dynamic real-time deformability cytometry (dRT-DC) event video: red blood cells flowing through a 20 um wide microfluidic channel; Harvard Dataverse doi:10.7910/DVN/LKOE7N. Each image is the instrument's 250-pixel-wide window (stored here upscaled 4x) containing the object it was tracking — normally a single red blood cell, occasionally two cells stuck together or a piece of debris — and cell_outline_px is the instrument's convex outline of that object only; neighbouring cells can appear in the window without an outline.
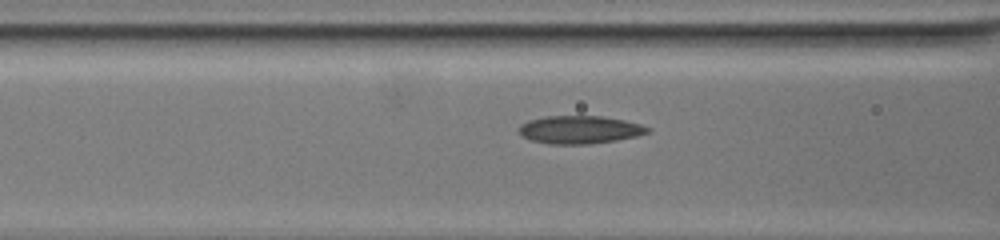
{"species": "common noctule bat (a hibernating species)", "species_latin": "Nyctalus noctula", "temperature_condition": "warm", "stored_images_in_passage": 34, "camera_frame_rate_fps": 3000, "um_per_image_px": 0.085, "animal": {"sex": "female", "body_mass_g": 19.5, "forearm_length_mm": 54.1}, "frame": {"image": 1, "passage_image": 3, "time_ms": 0.667, "image_size_px": [1000, 240], "cell_outline_px": [[652, 128], [648, 132], [636, 136], [616, 140], [588, 144], [548, 144], [532, 140], [520, 136], [520, 124], [528, 120], [544, 116], [604, 116], [624, 120], [640, 124]], "centroid_in_image_um": [49.26, 11.02], "position_along_channel_um": 117.3, "area_um2": 20.98}}
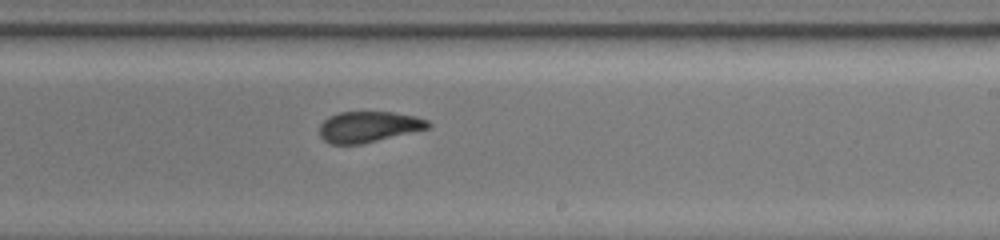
{"frame": {"image": 2, "passage_image": 17, "time_ms": 5.333, "image_size_px": [1000, 240], "cell_outline_px": [[432, 124], [428, 128], [360, 144], [328, 144], [320, 136], [320, 124], [328, 116], [340, 112], [392, 112], [416, 116], [428, 120]], "centroid_in_image_um": [31.3, 10.77], "position_along_channel_um": 257.7, "area_um2": 19.42}}
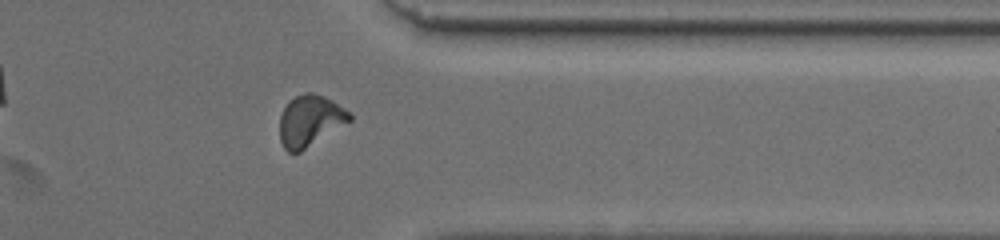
{"frame": {"image": 3, "passage_image": 30, "time_ms": 9.667, "image_size_px": [1000, 240], "cell_outline_px": [[352, 120], [300, 152], [288, 152], [284, 148], [280, 140], [280, 116], [284, 108], [296, 96], [304, 92], [312, 92], [332, 100], [344, 108], [352, 116]], "centroid_in_image_um": [26.35, 10.27], "position_along_channel_um": 385.0, "area_um2": 20.58}}